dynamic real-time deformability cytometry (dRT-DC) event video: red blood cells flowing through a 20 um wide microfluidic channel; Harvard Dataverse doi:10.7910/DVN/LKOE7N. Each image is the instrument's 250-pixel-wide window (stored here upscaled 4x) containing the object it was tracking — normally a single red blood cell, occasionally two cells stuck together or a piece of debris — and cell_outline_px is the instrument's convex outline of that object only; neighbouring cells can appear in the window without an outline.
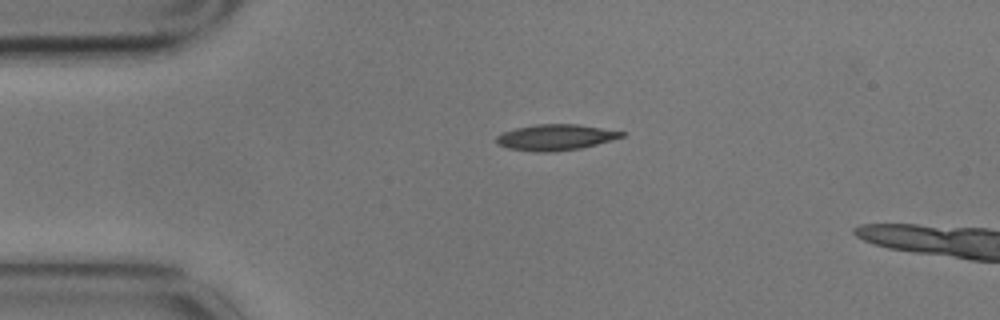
{"species": "common noctule bat (a hibernating species)", "species_latin": "Nyctalus noctula", "temperature_condition": "cold", "stored_images_in_passage": 3, "camera_frame_rate_fps": 3000, "um_per_image_px": 0.085, "animal": {"sex": "male", "body_mass_g": 17.9}, "frame": {"image": 1, "passage_image": 1, "time_ms": 0.0, "image_size_px": [1000, 320], "cell_outline_px": [[624, 136], [612, 140], [580, 148], [552, 152], [536, 152], [508, 148], [496, 144], [496, 136], [504, 132], [516, 128], [536, 124], [576, 124], [624, 132]], "centroid_in_image_um": [47.18, 11.68], "position_along_channel_um": 37.8, "area_um2": 18.73}}